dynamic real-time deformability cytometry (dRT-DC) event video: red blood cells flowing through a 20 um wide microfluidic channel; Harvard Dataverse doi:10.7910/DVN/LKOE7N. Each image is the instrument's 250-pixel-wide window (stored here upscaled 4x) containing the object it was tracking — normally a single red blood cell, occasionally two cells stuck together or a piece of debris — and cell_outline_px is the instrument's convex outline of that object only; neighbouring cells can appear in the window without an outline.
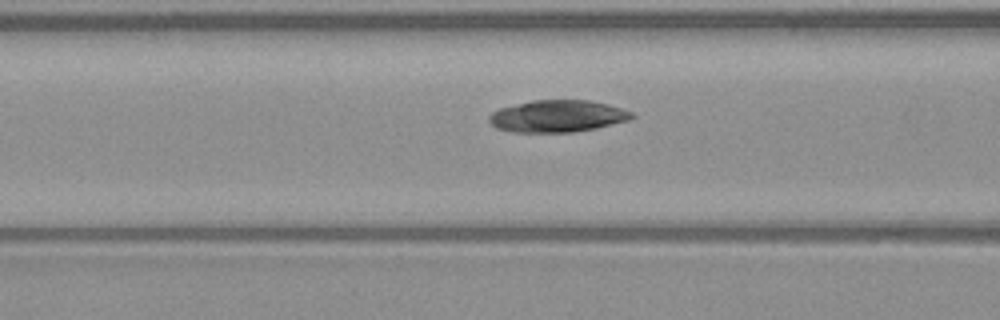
{"species": "common noctule bat (a hibernating species)", "species_latin": "Nyctalus noctula", "temperature_condition": "warm", "stored_images_in_passage": 31, "camera_frame_rate_fps": 3000, "um_per_image_px": 0.085, "animal": {"sex": "male", "body_mass_g": 23.1, "forearm_length_mm": 52.7}, "frame": {"image": 1, "passage_image": 10, "time_ms": 3.0, "image_size_px": [1000, 320], "cell_outline_px": [[636, 116], [628, 120], [596, 128], [576, 132], [512, 132], [496, 128], [488, 120], [488, 116], [492, 112], [500, 108], [532, 100], [588, 100], [608, 104], [632, 112]], "centroid_in_image_um": [47.37, 9.87], "position_along_channel_um": 119.2, "area_um2": 26.59}}
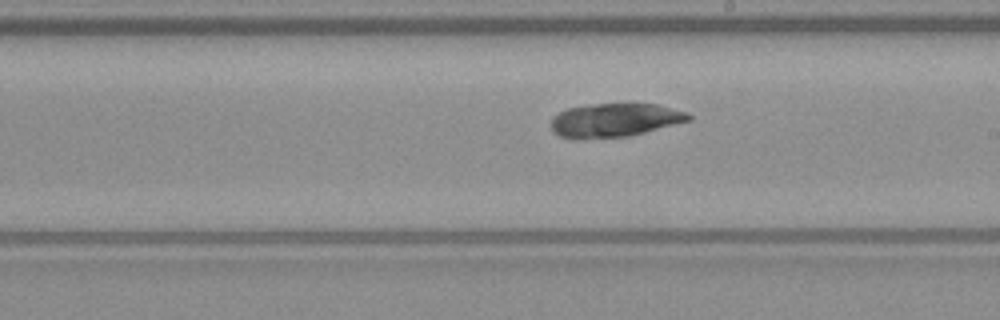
{"frame": {"image": 2, "passage_image": 19, "time_ms": 6.0, "image_size_px": [1000, 320], "cell_outline_px": [[692, 120], [628, 136], [560, 136], [552, 128], [552, 116], [568, 108], [592, 104], [656, 104], [688, 112], [692, 116]], "centroid_in_image_um": [52.34, 10.16], "position_along_channel_um": 236.7, "area_um2": 25.95}}
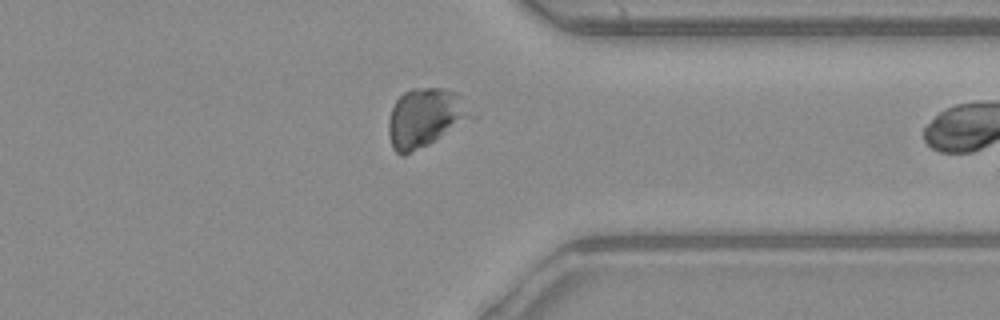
{"frame": {"image": 3, "passage_image": 30, "time_ms": 9.667, "image_size_px": [1000, 320], "cell_outline_px": [[464, 116], [440, 136], [428, 144], [404, 156], [400, 156], [392, 148], [388, 136], [388, 120], [392, 108], [396, 100], [404, 92], [412, 88], [444, 88], [456, 92], [460, 96], [464, 112]], "centroid_in_image_um": [35.9, 10.01], "position_along_channel_um": 375.5, "area_um2": 26.47}}